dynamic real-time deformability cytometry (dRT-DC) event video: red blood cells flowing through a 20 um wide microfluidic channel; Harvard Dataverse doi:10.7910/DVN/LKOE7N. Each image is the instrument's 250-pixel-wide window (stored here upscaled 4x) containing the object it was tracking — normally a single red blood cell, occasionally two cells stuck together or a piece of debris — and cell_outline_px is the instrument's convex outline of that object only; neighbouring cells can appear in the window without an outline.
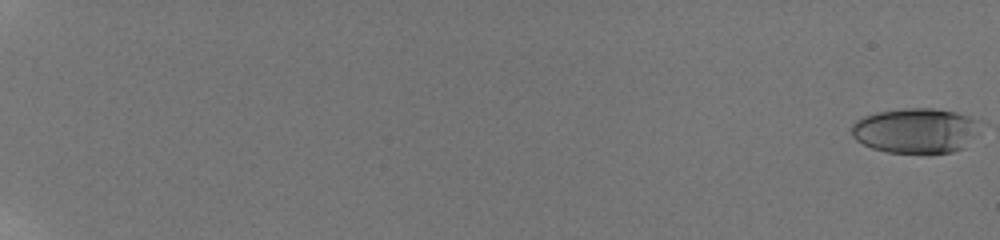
{"species": "human", "species_latin": "Homo sapiens", "temperature_condition": "room temperature", "stored_images_in_passage": 53, "camera_frame_rate_fps": 3000, "um_per_image_px": 0.085, "donor": {"sex": "male"}, "frame": {"image": 1, "passage_image": 1, "time_ms": 0.0, "image_size_px": [1000, 240], "cell_outline_px": [[972, 120], [960, 148], [952, 152], [888, 152], [872, 148], [856, 140], [852, 136], [852, 124], [856, 120], [864, 116], [876, 112], [904, 108], [932, 108], [956, 112], [968, 116]], "centroid_in_image_um": [77.56, 11.07], "position_along_channel_um": 7.4, "area_um2": 31.85}}
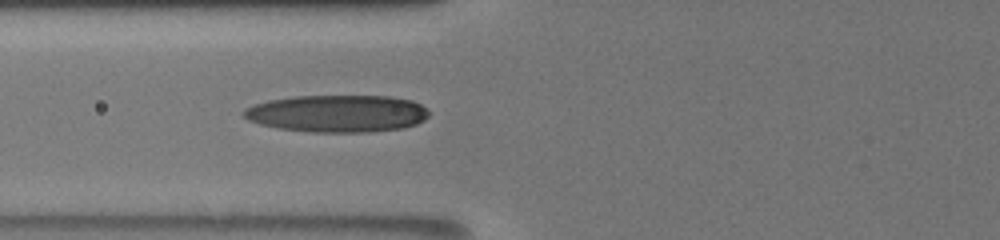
{"frame": {"image": 2, "passage_image": 25, "time_ms": 8.0, "image_size_px": [1000, 240], "cell_outline_px": [[428, 116], [424, 120], [416, 124], [404, 128], [368, 132], [312, 132], [276, 128], [260, 124], [248, 120], [244, 116], [244, 108], [268, 100], [296, 96], [388, 96], [412, 100], [428, 108]], "centroid_in_image_um": [28.69, 9.65], "position_along_channel_um": 97.1, "area_um2": 40.29}}
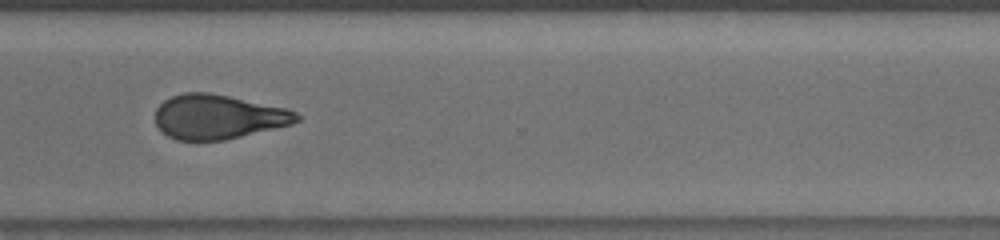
{"frame": {"image": 3, "passage_image": 43, "time_ms": 14.0, "image_size_px": [1000, 240], "cell_outline_px": [[300, 120], [292, 124], [224, 140], [176, 140], [168, 136], [156, 124], [156, 108], [164, 100], [172, 96], [184, 92], [208, 92], [288, 108], [296, 112], [300, 116]], "centroid_in_image_um": [18.55, 9.92], "position_along_channel_um": 352.1, "area_um2": 36.47}, "authors_computed_cell_mechanics": {"area_um2": 36.9342, "velocity_mm_per_s": 3.833, "shape_relaxation_time_tau1_ms": null, "shape_relaxation_time_tau2_ms": 2.7504, "deformation_change_tau1": null, "deformation_change_tau2": 0.1156}}